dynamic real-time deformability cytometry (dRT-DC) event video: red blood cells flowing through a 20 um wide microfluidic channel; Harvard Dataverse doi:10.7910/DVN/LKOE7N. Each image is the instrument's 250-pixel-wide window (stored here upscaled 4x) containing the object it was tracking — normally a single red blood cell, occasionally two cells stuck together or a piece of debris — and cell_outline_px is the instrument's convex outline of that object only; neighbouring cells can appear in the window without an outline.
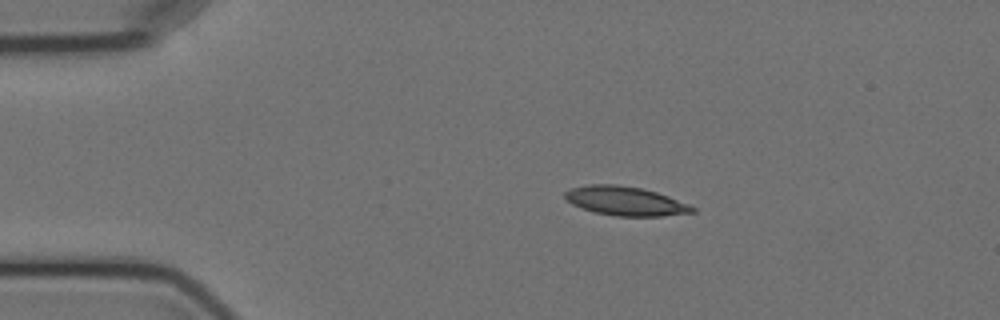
{"species": "Egyptian fruit bat (a non-hibernating species)", "species_latin": "Rousettus aegyptiacus", "temperature_condition": "cold", "stored_images_in_passage": 13, "camera_frame_rate_fps": 3000, "um_per_image_px": 0.085, "animal": {"sex": "female"}, "frame": {"image": 1, "passage_image": 1, "time_ms": 0.0, "image_size_px": [1000, 320], "cell_outline_px": [[696, 212], [660, 216], [616, 216], [596, 212], [572, 204], [564, 196], [564, 192], [572, 188], [588, 184], [616, 184], [640, 188], [656, 192], [668, 196], [688, 204], [696, 208]], "centroid_in_image_um": [53.17, 17.08], "position_along_channel_um": 31.8, "area_um2": 21.33}}
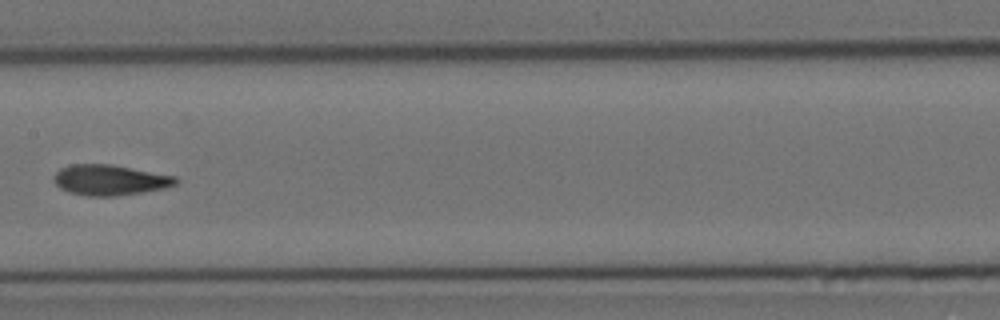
{"frame": {"image": 2, "passage_image": 6, "time_ms": 6.0, "image_size_px": [1000, 320], "cell_outline_px": [[180, 180], [176, 184], [168, 188], [116, 196], [88, 196], [68, 192], [60, 188], [52, 180], [52, 176], [60, 168], [72, 164], [112, 164], [176, 176]], "centroid_in_image_um": [9.35, 15.3], "position_along_channel_um": 198.1, "area_um2": 21.96}}
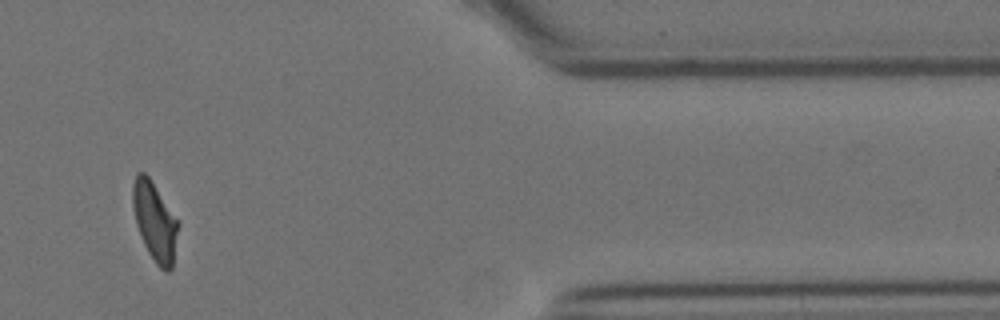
{"frame": {"image": 3, "passage_image": 11, "time_ms": 12.667, "image_size_px": [1000, 320], "cell_outline_px": [[180, 224], [172, 268], [168, 272], [160, 268], [156, 264], [148, 252], [140, 236], [136, 224], [132, 204], [132, 184], [136, 172], [144, 172], [148, 176]], "centroid_in_image_um": [13.15, 18.84], "position_along_channel_um": 398.3, "area_um2": 20.81}, "authors_computed_cell_mechanics": {"area_um2": 21.5594, "velocity_mm_per_s": 3.5299, "shape_relaxation_time_tau1_ms": 4.8229, "shape_relaxation_time_tau2_ms": null, "deformation_change_tau1": 0.1228, "deformation_change_tau2": null}}